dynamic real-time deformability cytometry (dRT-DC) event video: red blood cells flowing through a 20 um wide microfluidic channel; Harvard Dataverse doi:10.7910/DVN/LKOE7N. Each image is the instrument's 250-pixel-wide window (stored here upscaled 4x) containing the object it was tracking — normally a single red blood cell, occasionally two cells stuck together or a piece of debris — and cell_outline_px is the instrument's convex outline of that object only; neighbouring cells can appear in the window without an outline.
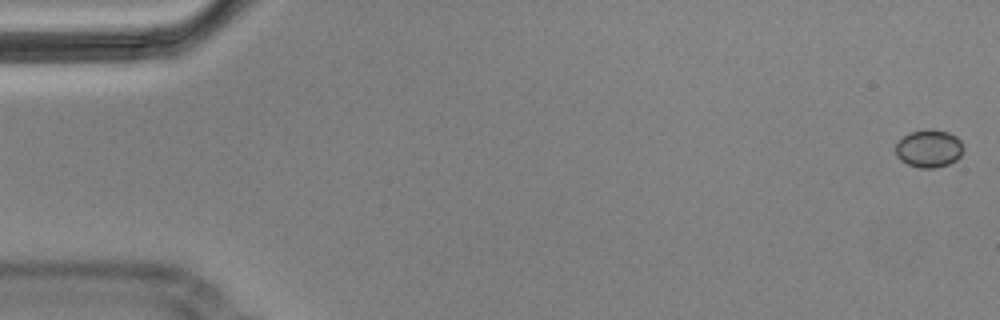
{"species": "Egyptian fruit bat (a non-hibernating species)", "species_latin": "Rousettus aegyptiacus", "temperature_condition": "cold", "stored_images_in_passage": 15, "camera_frame_rate_fps": 3000, "um_per_image_px": 0.085, "animal": {"sex": "male"}, "frame": {"image": 1, "passage_image": 1, "time_ms": 0.0, "image_size_px": [1000, 320], "cell_outline_px": [[964, 148], [960, 156], [956, 160], [948, 164], [936, 168], [920, 168], [908, 164], [900, 160], [896, 156], [896, 144], [904, 136], [912, 132], [928, 128], [932, 128], [948, 132], [956, 136], [960, 140]], "centroid_in_image_um": [78.97, 12.62], "position_along_channel_um": 6.0, "area_um2": 14.97}}
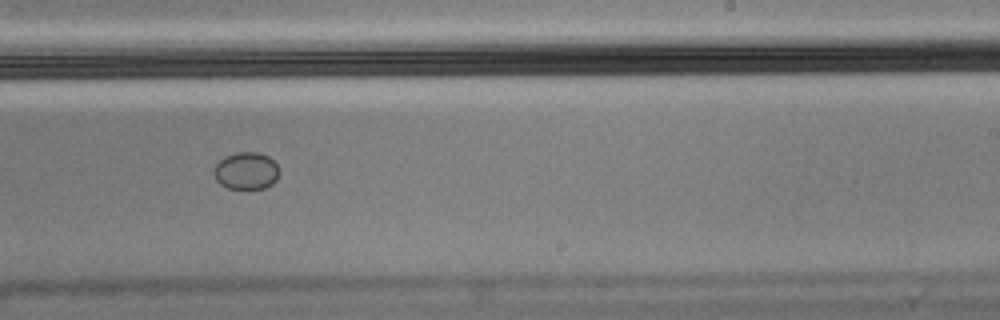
{"frame": {"image": 2, "passage_image": 10, "time_ms": 3.0, "image_size_px": [1000, 320], "cell_outline_px": [[280, 172], [276, 180], [272, 184], [264, 188], [228, 188], [220, 184], [216, 180], [212, 172], [216, 164], [224, 156], [236, 152], [256, 152], [268, 156], [276, 164]], "centroid_in_image_um": [20.91, 14.51], "position_along_channel_um": 268.1, "area_um2": 14.22}}
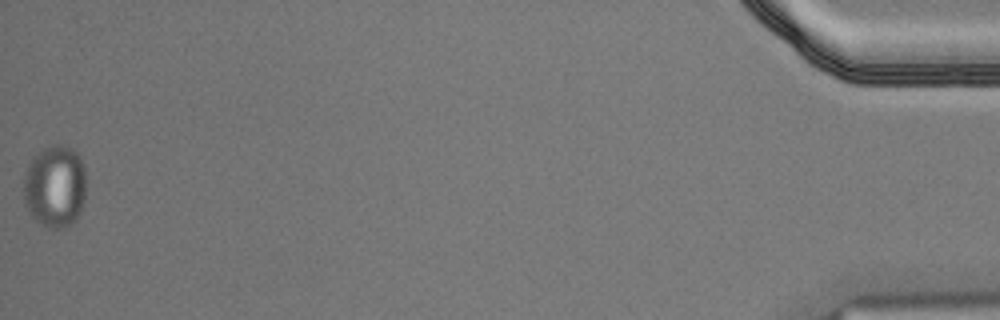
{"frame": {"image": 3, "passage_image": 15, "time_ms": 4.667, "image_size_px": [1000, 320], "cell_outline_px": [[84, 204], [76, 220], [60, 228], [48, 228], [40, 224], [32, 216], [24, 204], [24, 176], [28, 164], [32, 156], [44, 148], [52, 144], [60, 144], [72, 148], [80, 156], [84, 164]], "centroid_in_image_um": [4.66, 15.82], "position_along_channel_um": 430.5, "area_um2": 30.29}}